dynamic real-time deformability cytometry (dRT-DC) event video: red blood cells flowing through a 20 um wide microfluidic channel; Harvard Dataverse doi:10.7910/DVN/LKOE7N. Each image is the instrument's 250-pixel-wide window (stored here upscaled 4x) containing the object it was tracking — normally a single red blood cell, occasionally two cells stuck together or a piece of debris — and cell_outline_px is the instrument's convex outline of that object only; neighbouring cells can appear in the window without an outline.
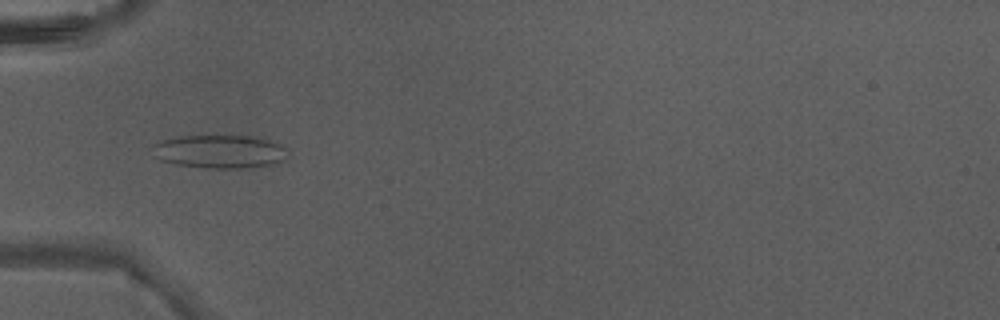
{"species": "Egyptian fruit bat (a non-hibernating species)", "species_latin": "Rousettus aegyptiacus", "temperature_condition": "warm", "stored_images_in_passage": 5, "camera_frame_rate_fps": 3000, "um_per_image_px": 0.085, "animal": {"sex": "male"}, "frame": {"image": 1, "passage_image": 4, "time_ms": 1.0, "image_size_px": [1000, 320], "cell_outline_px": [[284, 160], [272, 164], [252, 168], [208, 168], [176, 164], [160, 160], [148, 148], [164, 140], [180, 136], [256, 136], [280, 144], [284, 148]], "centroid_in_image_um": [18.64, 12.89], "position_along_channel_um": 66.4, "area_um2": 26.13}}